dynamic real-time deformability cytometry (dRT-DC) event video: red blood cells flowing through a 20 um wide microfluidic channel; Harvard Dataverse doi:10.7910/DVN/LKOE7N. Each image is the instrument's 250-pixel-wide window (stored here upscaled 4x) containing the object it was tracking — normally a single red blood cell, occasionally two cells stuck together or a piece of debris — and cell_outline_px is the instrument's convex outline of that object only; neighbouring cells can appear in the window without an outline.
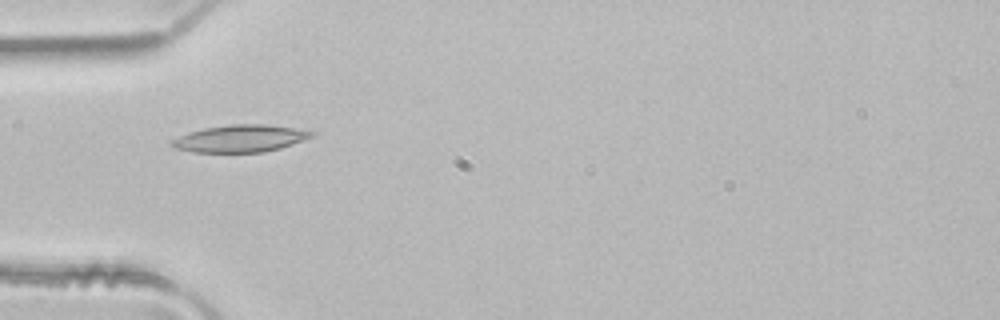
{"species": "common noctule bat (a hibernating species)", "species_latin": "Nyctalus noctula", "temperature_condition": "room temperature", "stored_images_in_passage": 6, "camera_frame_rate_fps": 3000, "um_per_image_px": 0.085, "animal": {"sex": "male", "body_mass_g": 21.5, "forearm_length_mm": 52.0}, "frame": {"image": 1, "passage_image": 5, "time_ms": 1.333, "image_size_px": [1000, 320], "cell_outline_px": [[316, 136], [280, 148], [264, 152], [192, 152], [172, 148], [168, 144], [172, 140], [188, 132], [204, 128], [232, 124], [268, 124], [316, 132]], "centroid_in_image_um": [20.4, 11.77], "position_along_channel_um": 64.6, "area_um2": 22.25}}
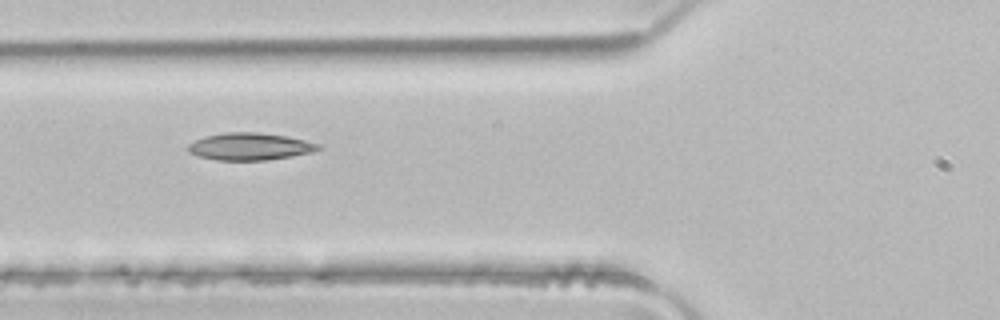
{"frame": {"image": 2, "passage_image": 6, "time_ms": 1.667, "image_size_px": [1000, 320], "cell_outline_px": [[324, 148], [312, 152], [292, 156], [268, 160], [216, 160], [196, 156], [188, 152], [188, 144], [204, 136], [228, 132], [256, 132], [288, 136], [320, 144]], "centroid_in_image_um": [21.25, 12.45], "position_along_channel_um": 104.6, "area_um2": 20.81}}